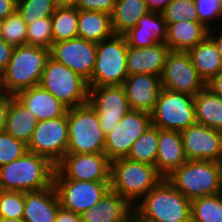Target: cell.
I'll list each match as a JSON object with an SVG mask.
<instances>
[{"label":"cell","instance_id":"cell-1","mask_svg":"<svg viewBox=\"0 0 222 222\" xmlns=\"http://www.w3.org/2000/svg\"><path fill=\"white\" fill-rule=\"evenodd\" d=\"M134 212L149 222H191V200L164 178L139 200Z\"/></svg>","mask_w":222,"mask_h":222},{"label":"cell","instance_id":"cell-2","mask_svg":"<svg viewBox=\"0 0 222 222\" xmlns=\"http://www.w3.org/2000/svg\"><path fill=\"white\" fill-rule=\"evenodd\" d=\"M55 165L46 157L27 151L19 159L0 166V190L40 191L53 184Z\"/></svg>","mask_w":222,"mask_h":222},{"label":"cell","instance_id":"cell-3","mask_svg":"<svg viewBox=\"0 0 222 222\" xmlns=\"http://www.w3.org/2000/svg\"><path fill=\"white\" fill-rule=\"evenodd\" d=\"M50 50L33 45L14 47L10 62L2 71L4 93L18 92L39 85Z\"/></svg>","mask_w":222,"mask_h":222},{"label":"cell","instance_id":"cell-4","mask_svg":"<svg viewBox=\"0 0 222 222\" xmlns=\"http://www.w3.org/2000/svg\"><path fill=\"white\" fill-rule=\"evenodd\" d=\"M162 179L164 177L154 165L128 158L111 162V190L125 198L133 207Z\"/></svg>","mask_w":222,"mask_h":222},{"label":"cell","instance_id":"cell-5","mask_svg":"<svg viewBox=\"0 0 222 222\" xmlns=\"http://www.w3.org/2000/svg\"><path fill=\"white\" fill-rule=\"evenodd\" d=\"M166 179L190 200L220 193L219 162L187 160Z\"/></svg>","mask_w":222,"mask_h":222},{"label":"cell","instance_id":"cell-6","mask_svg":"<svg viewBox=\"0 0 222 222\" xmlns=\"http://www.w3.org/2000/svg\"><path fill=\"white\" fill-rule=\"evenodd\" d=\"M104 145L105 135L90 103L69 108L67 154L104 153Z\"/></svg>","mask_w":222,"mask_h":222},{"label":"cell","instance_id":"cell-7","mask_svg":"<svg viewBox=\"0 0 222 222\" xmlns=\"http://www.w3.org/2000/svg\"><path fill=\"white\" fill-rule=\"evenodd\" d=\"M128 44L124 35L97 43L96 61L88 86L123 85L127 72Z\"/></svg>","mask_w":222,"mask_h":222},{"label":"cell","instance_id":"cell-8","mask_svg":"<svg viewBox=\"0 0 222 222\" xmlns=\"http://www.w3.org/2000/svg\"><path fill=\"white\" fill-rule=\"evenodd\" d=\"M39 85L68 108L88 103L87 81L64 64L49 57Z\"/></svg>","mask_w":222,"mask_h":222},{"label":"cell","instance_id":"cell-9","mask_svg":"<svg viewBox=\"0 0 222 222\" xmlns=\"http://www.w3.org/2000/svg\"><path fill=\"white\" fill-rule=\"evenodd\" d=\"M152 125L159 129L183 131L196 124L194 97L162 88L151 113Z\"/></svg>","mask_w":222,"mask_h":222},{"label":"cell","instance_id":"cell-10","mask_svg":"<svg viewBox=\"0 0 222 222\" xmlns=\"http://www.w3.org/2000/svg\"><path fill=\"white\" fill-rule=\"evenodd\" d=\"M53 186L60 206L78 214L93 208L111 189L110 181L69 180L56 168L53 175Z\"/></svg>","mask_w":222,"mask_h":222},{"label":"cell","instance_id":"cell-11","mask_svg":"<svg viewBox=\"0 0 222 222\" xmlns=\"http://www.w3.org/2000/svg\"><path fill=\"white\" fill-rule=\"evenodd\" d=\"M27 149L56 166L67 154L68 112L62 117L38 121Z\"/></svg>","mask_w":222,"mask_h":222},{"label":"cell","instance_id":"cell-12","mask_svg":"<svg viewBox=\"0 0 222 222\" xmlns=\"http://www.w3.org/2000/svg\"><path fill=\"white\" fill-rule=\"evenodd\" d=\"M152 125L151 114L130 110L105 136L104 153L112 162L127 158L133 143Z\"/></svg>","mask_w":222,"mask_h":222},{"label":"cell","instance_id":"cell-13","mask_svg":"<svg viewBox=\"0 0 222 222\" xmlns=\"http://www.w3.org/2000/svg\"><path fill=\"white\" fill-rule=\"evenodd\" d=\"M88 102L96 110L105 136L131 110L122 85L89 86Z\"/></svg>","mask_w":222,"mask_h":222},{"label":"cell","instance_id":"cell-14","mask_svg":"<svg viewBox=\"0 0 222 222\" xmlns=\"http://www.w3.org/2000/svg\"><path fill=\"white\" fill-rule=\"evenodd\" d=\"M162 88L195 96L206 83L199 76L187 52L170 51L161 75Z\"/></svg>","mask_w":222,"mask_h":222},{"label":"cell","instance_id":"cell-15","mask_svg":"<svg viewBox=\"0 0 222 222\" xmlns=\"http://www.w3.org/2000/svg\"><path fill=\"white\" fill-rule=\"evenodd\" d=\"M96 52V42L76 37L53 43L50 57L64 64L88 82L95 66Z\"/></svg>","mask_w":222,"mask_h":222},{"label":"cell","instance_id":"cell-16","mask_svg":"<svg viewBox=\"0 0 222 222\" xmlns=\"http://www.w3.org/2000/svg\"><path fill=\"white\" fill-rule=\"evenodd\" d=\"M55 168L69 180L110 181L111 161L105 153L66 154Z\"/></svg>","mask_w":222,"mask_h":222},{"label":"cell","instance_id":"cell-17","mask_svg":"<svg viewBox=\"0 0 222 222\" xmlns=\"http://www.w3.org/2000/svg\"><path fill=\"white\" fill-rule=\"evenodd\" d=\"M188 160L219 162L222 159V131L194 124L181 131Z\"/></svg>","mask_w":222,"mask_h":222},{"label":"cell","instance_id":"cell-18","mask_svg":"<svg viewBox=\"0 0 222 222\" xmlns=\"http://www.w3.org/2000/svg\"><path fill=\"white\" fill-rule=\"evenodd\" d=\"M122 86L131 110L153 112L162 90L160 76L144 73L128 75Z\"/></svg>","mask_w":222,"mask_h":222},{"label":"cell","instance_id":"cell-19","mask_svg":"<svg viewBox=\"0 0 222 222\" xmlns=\"http://www.w3.org/2000/svg\"><path fill=\"white\" fill-rule=\"evenodd\" d=\"M187 160L181 132L158 128L157 171L166 178Z\"/></svg>","mask_w":222,"mask_h":222},{"label":"cell","instance_id":"cell-20","mask_svg":"<svg viewBox=\"0 0 222 222\" xmlns=\"http://www.w3.org/2000/svg\"><path fill=\"white\" fill-rule=\"evenodd\" d=\"M129 47L145 48L165 43L167 24L162 13L149 11L135 27L124 34Z\"/></svg>","mask_w":222,"mask_h":222},{"label":"cell","instance_id":"cell-21","mask_svg":"<svg viewBox=\"0 0 222 222\" xmlns=\"http://www.w3.org/2000/svg\"><path fill=\"white\" fill-rule=\"evenodd\" d=\"M14 97L29 109L38 121L62 117L69 109L40 85L22 90Z\"/></svg>","mask_w":222,"mask_h":222},{"label":"cell","instance_id":"cell-22","mask_svg":"<svg viewBox=\"0 0 222 222\" xmlns=\"http://www.w3.org/2000/svg\"><path fill=\"white\" fill-rule=\"evenodd\" d=\"M170 52L165 43H158L151 47H129L127 52V72L134 74L162 75L167 54Z\"/></svg>","mask_w":222,"mask_h":222},{"label":"cell","instance_id":"cell-23","mask_svg":"<svg viewBox=\"0 0 222 222\" xmlns=\"http://www.w3.org/2000/svg\"><path fill=\"white\" fill-rule=\"evenodd\" d=\"M134 207L111 189L91 209L81 214L82 222H124Z\"/></svg>","mask_w":222,"mask_h":222},{"label":"cell","instance_id":"cell-24","mask_svg":"<svg viewBox=\"0 0 222 222\" xmlns=\"http://www.w3.org/2000/svg\"><path fill=\"white\" fill-rule=\"evenodd\" d=\"M60 207L53 184L40 191L25 192V222H55Z\"/></svg>","mask_w":222,"mask_h":222},{"label":"cell","instance_id":"cell-25","mask_svg":"<svg viewBox=\"0 0 222 222\" xmlns=\"http://www.w3.org/2000/svg\"><path fill=\"white\" fill-rule=\"evenodd\" d=\"M206 28L199 21H179L167 24V36L165 44L170 51L187 52L199 44L207 35Z\"/></svg>","mask_w":222,"mask_h":222},{"label":"cell","instance_id":"cell-26","mask_svg":"<svg viewBox=\"0 0 222 222\" xmlns=\"http://www.w3.org/2000/svg\"><path fill=\"white\" fill-rule=\"evenodd\" d=\"M192 64L206 83L222 71V58L214 40L207 35L199 44L187 51Z\"/></svg>","mask_w":222,"mask_h":222},{"label":"cell","instance_id":"cell-27","mask_svg":"<svg viewBox=\"0 0 222 222\" xmlns=\"http://www.w3.org/2000/svg\"><path fill=\"white\" fill-rule=\"evenodd\" d=\"M78 37L101 42L114 35L111 15L101 11L78 10Z\"/></svg>","mask_w":222,"mask_h":222},{"label":"cell","instance_id":"cell-28","mask_svg":"<svg viewBox=\"0 0 222 222\" xmlns=\"http://www.w3.org/2000/svg\"><path fill=\"white\" fill-rule=\"evenodd\" d=\"M37 124L36 116L11 95L5 132L28 144Z\"/></svg>","mask_w":222,"mask_h":222},{"label":"cell","instance_id":"cell-29","mask_svg":"<svg viewBox=\"0 0 222 222\" xmlns=\"http://www.w3.org/2000/svg\"><path fill=\"white\" fill-rule=\"evenodd\" d=\"M197 124L222 131V97L206 86L194 96Z\"/></svg>","mask_w":222,"mask_h":222},{"label":"cell","instance_id":"cell-30","mask_svg":"<svg viewBox=\"0 0 222 222\" xmlns=\"http://www.w3.org/2000/svg\"><path fill=\"white\" fill-rule=\"evenodd\" d=\"M144 0H116L111 14V26L114 35H124L135 27L140 17L148 13Z\"/></svg>","mask_w":222,"mask_h":222},{"label":"cell","instance_id":"cell-31","mask_svg":"<svg viewBox=\"0 0 222 222\" xmlns=\"http://www.w3.org/2000/svg\"><path fill=\"white\" fill-rule=\"evenodd\" d=\"M53 42L71 40L78 37V9L56 7L51 16Z\"/></svg>","mask_w":222,"mask_h":222},{"label":"cell","instance_id":"cell-32","mask_svg":"<svg viewBox=\"0 0 222 222\" xmlns=\"http://www.w3.org/2000/svg\"><path fill=\"white\" fill-rule=\"evenodd\" d=\"M158 149V127L151 125L147 130L133 143L127 158L133 161L156 164Z\"/></svg>","mask_w":222,"mask_h":222},{"label":"cell","instance_id":"cell-33","mask_svg":"<svg viewBox=\"0 0 222 222\" xmlns=\"http://www.w3.org/2000/svg\"><path fill=\"white\" fill-rule=\"evenodd\" d=\"M191 222H222V195L191 200Z\"/></svg>","mask_w":222,"mask_h":222},{"label":"cell","instance_id":"cell-34","mask_svg":"<svg viewBox=\"0 0 222 222\" xmlns=\"http://www.w3.org/2000/svg\"><path fill=\"white\" fill-rule=\"evenodd\" d=\"M0 37L13 47L27 44V24L17 10L0 20Z\"/></svg>","mask_w":222,"mask_h":222},{"label":"cell","instance_id":"cell-35","mask_svg":"<svg viewBox=\"0 0 222 222\" xmlns=\"http://www.w3.org/2000/svg\"><path fill=\"white\" fill-rule=\"evenodd\" d=\"M55 0H19L17 12L28 25L29 21L51 17L56 9Z\"/></svg>","mask_w":222,"mask_h":222},{"label":"cell","instance_id":"cell-36","mask_svg":"<svg viewBox=\"0 0 222 222\" xmlns=\"http://www.w3.org/2000/svg\"><path fill=\"white\" fill-rule=\"evenodd\" d=\"M51 17L29 21L27 25V44L51 49L53 45Z\"/></svg>","mask_w":222,"mask_h":222},{"label":"cell","instance_id":"cell-37","mask_svg":"<svg viewBox=\"0 0 222 222\" xmlns=\"http://www.w3.org/2000/svg\"><path fill=\"white\" fill-rule=\"evenodd\" d=\"M25 192L0 190V218L23 219Z\"/></svg>","mask_w":222,"mask_h":222},{"label":"cell","instance_id":"cell-38","mask_svg":"<svg viewBox=\"0 0 222 222\" xmlns=\"http://www.w3.org/2000/svg\"><path fill=\"white\" fill-rule=\"evenodd\" d=\"M166 24L179 21H199L194 0H172L161 12Z\"/></svg>","mask_w":222,"mask_h":222},{"label":"cell","instance_id":"cell-39","mask_svg":"<svg viewBox=\"0 0 222 222\" xmlns=\"http://www.w3.org/2000/svg\"><path fill=\"white\" fill-rule=\"evenodd\" d=\"M27 144L5 131L0 133V166H4L16 159H19L26 152Z\"/></svg>","mask_w":222,"mask_h":222},{"label":"cell","instance_id":"cell-40","mask_svg":"<svg viewBox=\"0 0 222 222\" xmlns=\"http://www.w3.org/2000/svg\"><path fill=\"white\" fill-rule=\"evenodd\" d=\"M199 22L211 29L213 20L222 21V0H194Z\"/></svg>","mask_w":222,"mask_h":222},{"label":"cell","instance_id":"cell-41","mask_svg":"<svg viewBox=\"0 0 222 222\" xmlns=\"http://www.w3.org/2000/svg\"><path fill=\"white\" fill-rule=\"evenodd\" d=\"M116 0H79L77 9L85 11H101L112 14Z\"/></svg>","mask_w":222,"mask_h":222},{"label":"cell","instance_id":"cell-42","mask_svg":"<svg viewBox=\"0 0 222 222\" xmlns=\"http://www.w3.org/2000/svg\"><path fill=\"white\" fill-rule=\"evenodd\" d=\"M10 102H11L10 94L3 93L0 95V133L5 131Z\"/></svg>","mask_w":222,"mask_h":222},{"label":"cell","instance_id":"cell-43","mask_svg":"<svg viewBox=\"0 0 222 222\" xmlns=\"http://www.w3.org/2000/svg\"><path fill=\"white\" fill-rule=\"evenodd\" d=\"M14 47L8 43H6L0 37V72L7 67L8 63L10 62L11 55L13 52Z\"/></svg>","mask_w":222,"mask_h":222},{"label":"cell","instance_id":"cell-44","mask_svg":"<svg viewBox=\"0 0 222 222\" xmlns=\"http://www.w3.org/2000/svg\"><path fill=\"white\" fill-rule=\"evenodd\" d=\"M55 222H82V218L81 214L74 213L60 206L55 217Z\"/></svg>","mask_w":222,"mask_h":222},{"label":"cell","instance_id":"cell-45","mask_svg":"<svg viewBox=\"0 0 222 222\" xmlns=\"http://www.w3.org/2000/svg\"><path fill=\"white\" fill-rule=\"evenodd\" d=\"M17 10V3L14 0H0V20L6 19Z\"/></svg>","mask_w":222,"mask_h":222},{"label":"cell","instance_id":"cell-46","mask_svg":"<svg viewBox=\"0 0 222 222\" xmlns=\"http://www.w3.org/2000/svg\"><path fill=\"white\" fill-rule=\"evenodd\" d=\"M206 87L209 88L215 95L222 97V71L206 82Z\"/></svg>","mask_w":222,"mask_h":222},{"label":"cell","instance_id":"cell-47","mask_svg":"<svg viewBox=\"0 0 222 222\" xmlns=\"http://www.w3.org/2000/svg\"><path fill=\"white\" fill-rule=\"evenodd\" d=\"M148 10L161 13L172 0H144Z\"/></svg>","mask_w":222,"mask_h":222},{"label":"cell","instance_id":"cell-48","mask_svg":"<svg viewBox=\"0 0 222 222\" xmlns=\"http://www.w3.org/2000/svg\"><path fill=\"white\" fill-rule=\"evenodd\" d=\"M208 35L214 40L217 50L222 58V30L219 32V34H212L211 29L208 30Z\"/></svg>","mask_w":222,"mask_h":222},{"label":"cell","instance_id":"cell-49","mask_svg":"<svg viewBox=\"0 0 222 222\" xmlns=\"http://www.w3.org/2000/svg\"><path fill=\"white\" fill-rule=\"evenodd\" d=\"M79 0H55L57 7L76 8Z\"/></svg>","mask_w":222,"mask_h":222},{"label":"cell","instance_id":"cell-50","mask_svg":"<svg viewBox=\"0 0 222 222\" xmlns=\"http://www.w3.org/2000/svg\"><path fill=\"white\" fill-rule=\"evenodd\" d=\"M0 222H25L23 219L0 218Z\"/></svg>","mask_w":222,"mask_h":222},{"label":"cell","instance_id":"cell-51","mask_svg":"<svg viewBox=\"0 0 222 222\" xmlns=\"http://www.w3.org/2000/svg\"><path fill=\"white\" fill-rule=\"evenodd\" d=\"M219 170H220V194L222 195V159L219 161Z\"/></svg>","mask_w":222,"mask_h":222},{"label":"cell","instance_id":"cell-52","mask_svg":"<svg viewBox=\"0 0 222 222\" xmlns=\"http://www.w3.org/2000/svg\"><path fill=\"white\" fill-rule=\"evenodd\" d=\"M133 222H149L142 220L135 212H133Z\"/></svg>","mask_w":222,"mask_h":222},{"label":"cell","instance_id":"cell-53","mask_svg":"<svg viewBox=\"0 0 222 222\" xmlns=\"http://www.w3.org/2000/svg\"><path fill=\"white\" fill-rule=\"evenodd\" d=\"M4 93L3 87H2V74L0 72V95Z\"/></svg>","mask_w":222,"mask_h":222},{"label":"cell","instance_id":"cell-54","mask_svg":"<svg viewBox=\"0 0 222 222\" xmlns=\"http://www.w3.org/2000/svg\"><path fill=\"white\" fill-rule=\"evenodd\" d=\"M124 222H133V213Z\"/></svg>","mask_w":222,"mask_h":222}]
</instances>
